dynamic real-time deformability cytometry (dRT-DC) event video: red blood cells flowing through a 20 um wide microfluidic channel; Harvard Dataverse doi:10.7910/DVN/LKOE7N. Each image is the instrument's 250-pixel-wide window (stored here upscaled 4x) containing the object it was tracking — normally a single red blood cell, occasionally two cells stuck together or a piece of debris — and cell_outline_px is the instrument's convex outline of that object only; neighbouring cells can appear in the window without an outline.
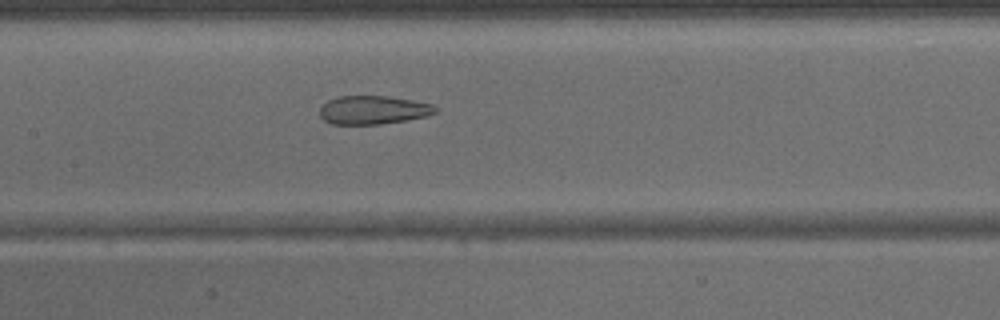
{"species": "common noctule bat (a hibernating species)", "species_latin": "Nyctalus noctula", "temperature_condition": "warm", "stored_images_in_passage": 44, "camera_frame_rate_fps": 3000, "um_per_image_px": 0.085, "animal": {"sex": "male", "body_mass_g": 15.6}, "frame": {"image": 1, "passage_image": 21, "time_ms": 6.667, "image_size_px": [1000, 320], "cell_outline_px": [[436, 112], [428, 116], [380, 124], [332, 124], [324, 120], [320, 116], [320, 108], [328, 100], [336, 96], [388, 96], [412, 100], [432, 104], [436, 108]], "centroid_in_image_um": [31.7, 9.34], "position_along_channel_um": 175.7, "area_um2": 19.13}}
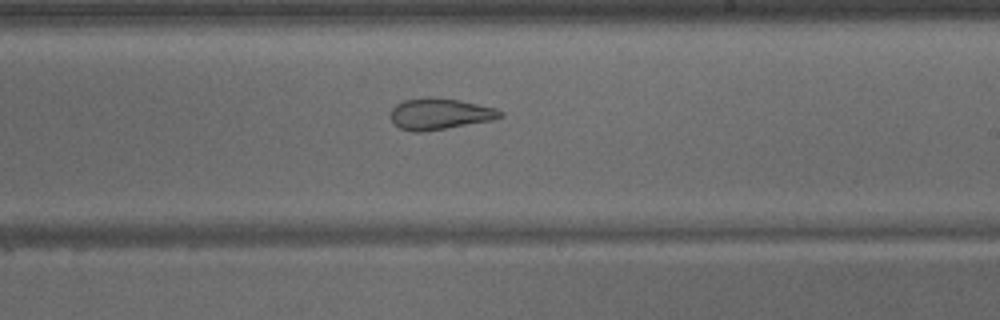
{"frame": {"image": 2, "passage_image": 26, "time_ms": 8.333, "image_size_px": [1000, 320], "cell_outline_px": [[504, 116], [492, 120], [420, 132], [412, 132], [400, 128], [392, 120], [392, 108], [396, 104], [404, 100], [424, 96], [428, 96], [460, 100], [496, 108], [504, 112]], "centroid_in_image_um": [37.4, 9.66], "position_along_channel_um": 251.6, "area_um2": 19.88}}
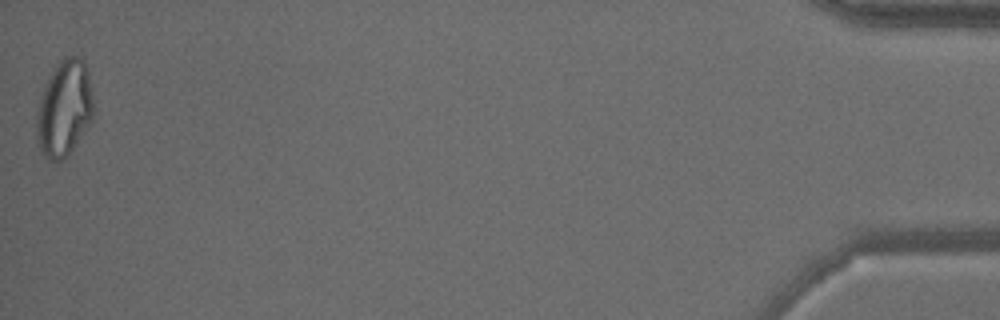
{"frame": {"image": 3, "passage_image": 44, "time_ms": 14.333, "image_size_px": [1000, 320], "cell_outline_px": [[92, 120], [72, 148], [60, 160], [48, 160], [40, 152], [36, 140], [36, 112], [40, 96], [44, 84], [56, 64], [64, 56], [80, 56], [84, 60], [88, 72], [92, 96]], "centroid_in_image_um": [5.42, 9.18], "position_along_channel_um": 429.8, "area_um2": 31.85}}